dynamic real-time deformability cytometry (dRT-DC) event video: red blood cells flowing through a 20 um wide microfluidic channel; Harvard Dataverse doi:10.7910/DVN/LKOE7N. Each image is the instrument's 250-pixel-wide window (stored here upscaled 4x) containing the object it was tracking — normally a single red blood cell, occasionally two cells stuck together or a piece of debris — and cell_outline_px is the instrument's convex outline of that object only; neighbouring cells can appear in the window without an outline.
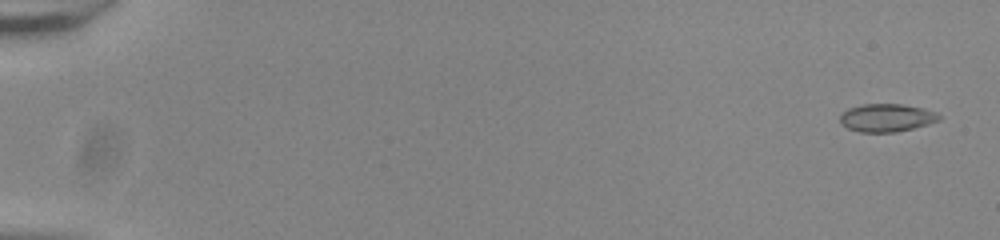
{"species": "common noctule bat (a hibernating species)", "species_latin": "Nyctalus noctula", "temperature_condition": "room temperature", "stored_images_in_passage": 55, "camera_frame_rate_fps": 3000, "um_per_image_px": 0.085, "animal": {"sex": "male", "body_mass_g": 20.0, "forearm_length_mm": 53.3}, "frame": {"image": 1, "passage_image": 2, "time_ms": 0.333, "image_size_px": [1000, 240], "cell_outline_px": [[940, 120], [928, 124], [896, 132], [860, 132], [848, 128], [840, 124], [840, 116], [848, 108], [864, 104], [900, 104], [920, 108], [936, 112], [940, 116]], "centroid_in_image_um": [75.34, 10.01], "position_along_channel_um": 9.7, "area_um2": 15.95}}
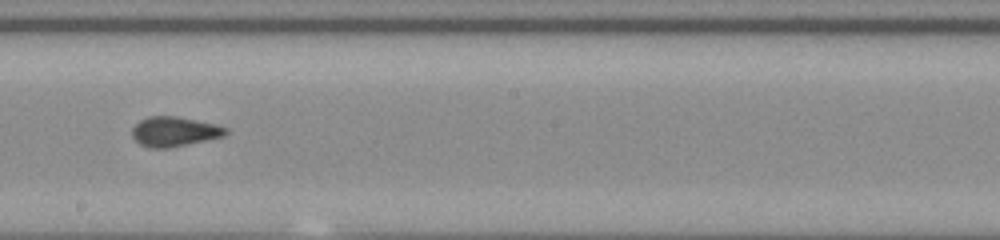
{"frame": {"image": 2, "passage_image": 33, "time_ms": 10.667, "image_size_px": [1000, 240], "cell_outline_px": [[228, 132], [224, 136], [208, 140], [168, 148], [148, 148], [140, 144], [132, 136], [132, 128], [140, 120], [148, 116], [176, 116], [216, 124], [228, 128]], "centroid_in_image_um": [14.83, 11.18], "position_along_channel_um": 233.4, "area_um2": 16.3}}
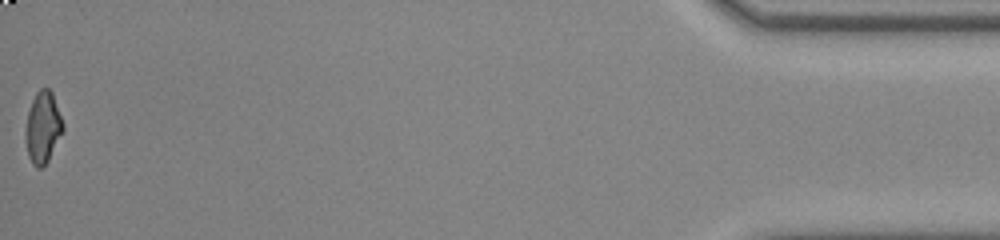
{"frame": {"image": 3, "passage_image": 55, "time_ms": 18.0, "image_size_px": [1000, 240], "cell_outline_px": [[64, 132], [48, 160], [40, 168], [36, 168], [32, 164], [28, 156], [24, 140], [24, 132], [28, 112], [32, 100], [36, 92], [40, 88], [48, 88], [52, 92], [64, 124]], "centroid_in_image_um": [3.63, 10.84], "position_along_channel_um": 431.6, "area_um2": 15.9}, "authors_computed_cell_mechanics": {"area_um2": 16.1262, "velocity_mm_per_s": 3.8668, "shape_relaxation_time_tau1_ms": 9.8162, "shape_relaxation_time_tau2_ms": 1.1491, "deformation_change_tau1": 0.1685, "deformation_change_tau2": 0.0565}}